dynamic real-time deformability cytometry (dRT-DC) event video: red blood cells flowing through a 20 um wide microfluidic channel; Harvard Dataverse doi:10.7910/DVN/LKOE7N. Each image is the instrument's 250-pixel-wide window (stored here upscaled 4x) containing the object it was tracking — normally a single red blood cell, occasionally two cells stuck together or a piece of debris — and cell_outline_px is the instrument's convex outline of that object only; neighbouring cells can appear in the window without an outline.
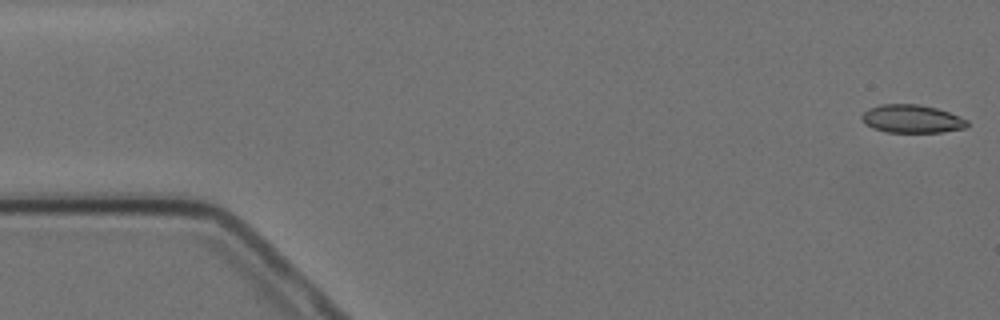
{"species": "Egyptian fruit bat (a non-hibernating species)", "species_latin": "Rousettus aegyptiacus", "temperature_condition": "cold", "stored_images_in_passage": 5, "camera_frame_rate_fps": 3000, "um_per_image_px": 0.085, "animal": {"sex": "female"}, "frame": {"image": 1, "passage_image": 1, "time_ms": 0.0, "image_size_px": [1000, 320], "cell_outline_px": [[968, 128], [940, 132], [884, 132], [872, 128], [864, 124], [860, 116], [868, 108], [880, 104], [920, 104], [936, 108], [960, 116], [968, 120]], "centroid_in_image_um": [77.49, 10.1], "position_along_channel_um": 7.5, "area_um2": 17.51}}
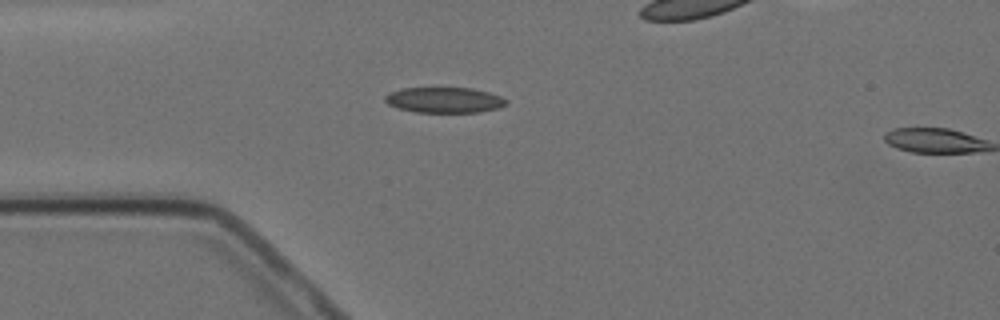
{"frame": {"image": 2, "passage_image": 4, "time_ms": 4.333, "image_size_px": [1000, 320], "cell_outline_px": [[508, 104], [500, 108], [480, 112], [416, 112], [400, 108], [388, 104], [384, 100], [384, 96], [388, 92], [404, 88], [472, 88], [488, 92], [500, 96], [508, 100]], "centroid_in_image_um": [37.79, 8.5], "position_along_channel_um": 47.2, "area_um2": 18.09}}